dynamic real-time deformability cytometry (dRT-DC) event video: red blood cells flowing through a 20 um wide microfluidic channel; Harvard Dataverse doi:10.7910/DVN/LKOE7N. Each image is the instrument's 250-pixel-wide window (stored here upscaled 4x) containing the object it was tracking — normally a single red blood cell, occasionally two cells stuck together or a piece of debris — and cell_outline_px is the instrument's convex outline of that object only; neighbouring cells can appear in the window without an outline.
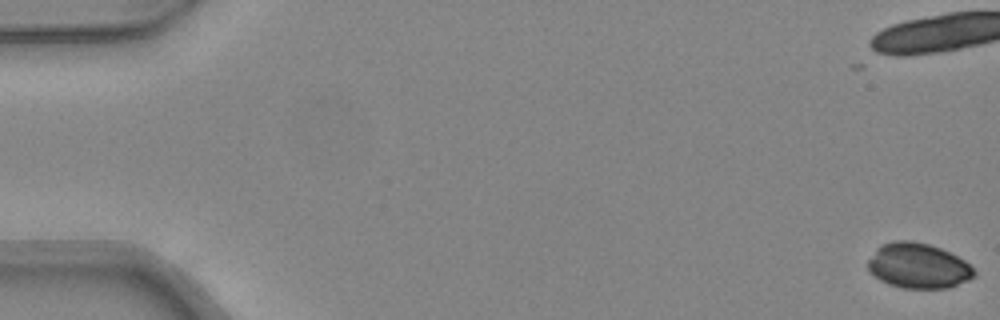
{"species": "common noctule bat (a hibernating species)", "species_latin": "Nyctalus noctula", "temperature_condition": "warm", "stored_images_in_passage": 19, "camera_frame_rate_fps": 3000, "um_per_image_px": 0.085, "animal": {"sex": "female", "body_mass_g": 24.6, "forearm_length_mm": 56.2}, "frame": {"image": 1, "passage_image": 1, "time_ms": 0.0, "image_size_px": [1000, 320], "cell_outline_px": [[976, 276], [968, 280], [948, 288], [904, 288], [888, 284], [880, 280], [868, 272], [868, 260], [876, 248], [880, 244], [896, 240], [912, 240], [928, 244], [940, 248], [964, 260], [976, 272]], "centroid_in_image_um": [78.01, 22.59], "position_along_channel_um": 7.0, "area_um2": 28.03}}